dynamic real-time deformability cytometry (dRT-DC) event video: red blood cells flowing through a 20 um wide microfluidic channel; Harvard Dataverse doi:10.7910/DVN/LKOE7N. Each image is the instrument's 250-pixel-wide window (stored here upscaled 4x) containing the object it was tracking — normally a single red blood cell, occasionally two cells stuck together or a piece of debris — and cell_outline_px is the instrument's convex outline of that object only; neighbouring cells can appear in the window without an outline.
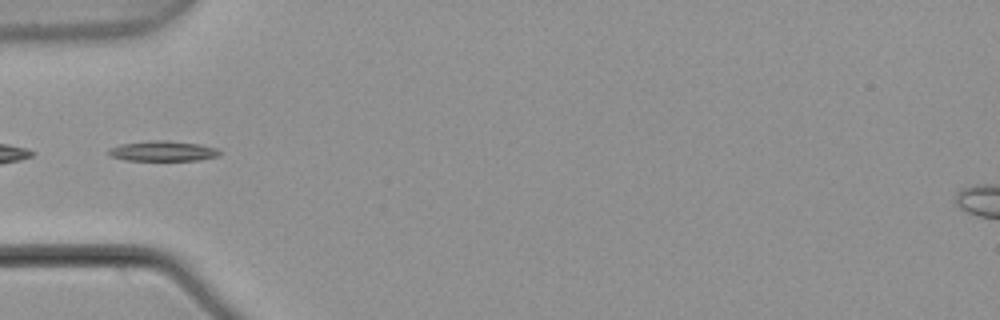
{"species": "common noctule bat (a hibernating species)", "species_latin": "Nyctalus noctula", "temperature_condition": "warm", "stored_images_in_passage": 6, "camera_frame_rate_fps": 3000, "um_per_image_px": 0.085, "animal": {"sex": "male", "body_mass_g": 21.5, "forearm_length_mm": 52.0}, "frame": {"image": 1, "passage_image": 4, "time_ms": 1.0, "image_size_px": [1000, 320], "cell_outline_px": [[220, 156], [200, 160], [124, 160], [112, 156], [108, 152], [108, 148], [120, 144], [156, 140], [168, 140], [200, 144], [216, 148], [220, 152]], "centroid_in_image_um": [13.86, 12.84], "position_along_channel_um": 71.1, "area_um2": 13.06}}
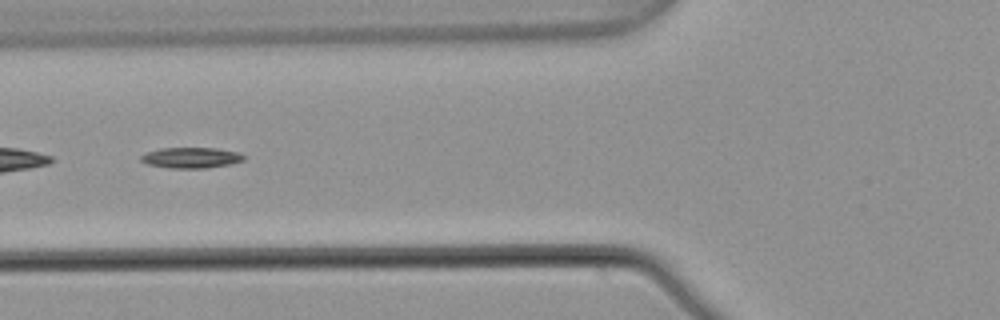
{"frame": {"image": 2, "passage_image": 5, "time_ms": 1.333, "image_size_px": [1000, 320], "cell_outline_px": [[244, 160], [232, 164], [204, 168], [168, 168], [148, 164], [140, 160], [140, 156], [148, 152], [160, 148], [216, 148], [240, 152], [244, 156]], "centroid_in_image_um": [16.27, 13.4], "position_along_channel_um": 109.5, "area_um2": 12.43}}
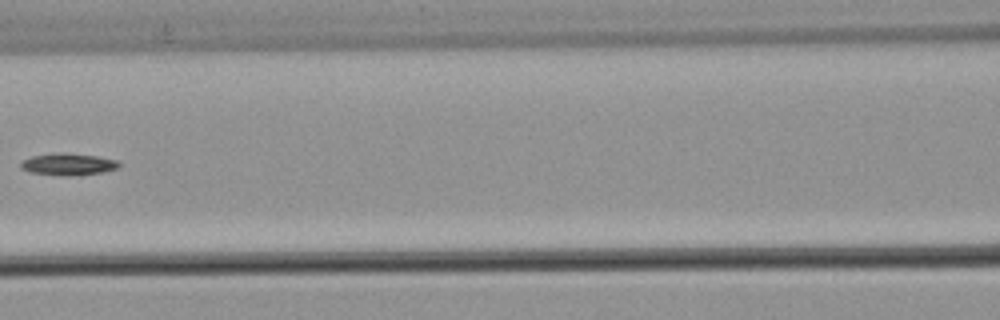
{"frame": {"image": 3, "passage_image": 6, "time_ms": 1.667, "image_size_px": [1000, 320], "cell_outline_px": [[120, 164], [116, 168], [104, 172], [68, 176], [32, 172], [20, 168], [20, 160], [32, 156], [60, 152], [68, 152], [96, 156], [116, 160]], "centroid_in_image_um": [5.76, 13.94], "position_along_channel_um": 160.8, "area_um2": 12.48}}